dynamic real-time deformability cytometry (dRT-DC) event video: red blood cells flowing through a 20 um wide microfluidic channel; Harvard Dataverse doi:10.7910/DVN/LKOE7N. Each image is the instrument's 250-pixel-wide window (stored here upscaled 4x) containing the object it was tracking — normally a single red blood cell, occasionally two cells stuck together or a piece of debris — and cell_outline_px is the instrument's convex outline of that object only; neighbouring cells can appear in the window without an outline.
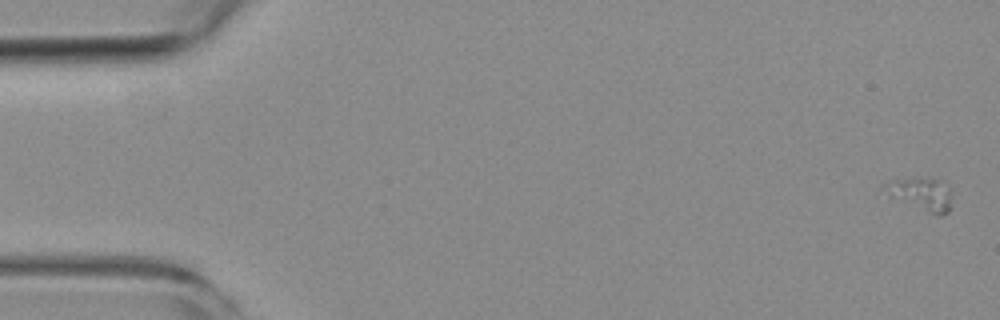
{"species": "common noctule bat (a hibernating species)", "species_latin": "Nyctalus noctula", "temperature_condition": "room temperature", "stored_images_in_passage": 10, "camera_frame_rate_fps": 3000, "um_per_image_px": 0.085, "animal": {"sex": "female", "body_mass_g": 19.3, "forearm_length_mm": 54.1}, "frame": {"image": 1, "passage_image": 1, "time_ms": 0.0, "image_size_px": [1000, 320], "cell_outline_px": [[948, 212], [940, 216], [936, 216], [888, 196], [880, 188], [880, 184], [888, 180], [920, 176], [940, 180], [948, 192]], "centroid_in_image_um": [78.13, 16.46], "position_along_channel_um": 6.9, "area_um2": 13.01}}
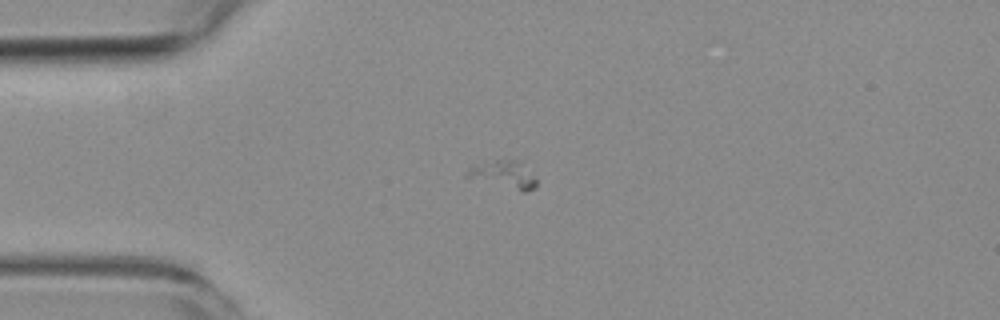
{"frame": {"image": 2, "passage_image": 4, "time_ms": 4.333, "image_size_px": [1000, 320], "cell_outline_px": [[536, 188], [524, 192], [464, 176], [468, 168], [496, 160], [512, 160], [532, 176], [536, 180]], "centroid_in_image_um": [42.78, 14.88], "position_along_channel_um": 42.2, "area_um2": 10.17}}